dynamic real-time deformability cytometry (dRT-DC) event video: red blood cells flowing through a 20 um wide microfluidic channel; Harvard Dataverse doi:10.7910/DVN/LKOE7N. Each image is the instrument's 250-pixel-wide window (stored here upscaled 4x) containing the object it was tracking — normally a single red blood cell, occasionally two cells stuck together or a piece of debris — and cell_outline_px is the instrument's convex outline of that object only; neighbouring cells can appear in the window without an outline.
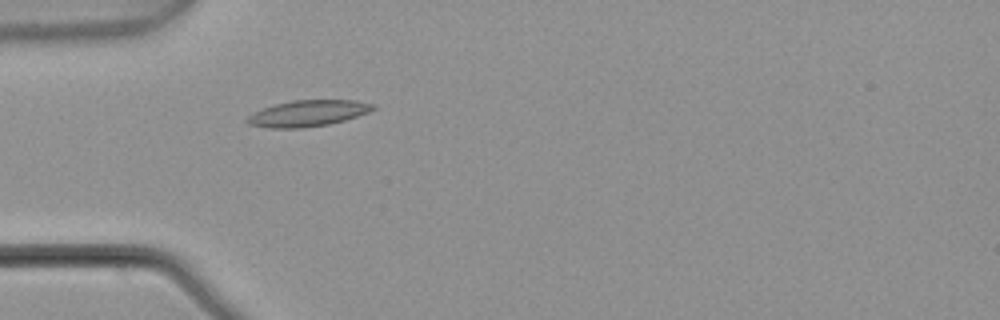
{"species": "common noctule bat (a hibernating species)", "species_latin": "Nyctalus noctula", "temperature_condition": "warm", "stored_images_in_passage": 2, "camera_frame_rate_fps": 3000, "um_per_image_px": 0.085, "animal": {"sex": "male", "body_mass_g": 21.5, "forearm_length_mm": 52.0}, "frame": {"image": 1, "passage_image": 2, "time_ms": 0.333, "image_size_px": [1000, 320], "cell_outline_px": [[376, 108], [368, 112], [344, 120], [328, 124], [304, 128], [268, 128], [248, 124], [244, 120], [252, 112], [260, 108], [292, 100], [352, 100], [376, 104]], "centroid_in_image_um": [26.12, 9.63], "position_along_channel_um": 58.9, "area_um2": 19.31}}